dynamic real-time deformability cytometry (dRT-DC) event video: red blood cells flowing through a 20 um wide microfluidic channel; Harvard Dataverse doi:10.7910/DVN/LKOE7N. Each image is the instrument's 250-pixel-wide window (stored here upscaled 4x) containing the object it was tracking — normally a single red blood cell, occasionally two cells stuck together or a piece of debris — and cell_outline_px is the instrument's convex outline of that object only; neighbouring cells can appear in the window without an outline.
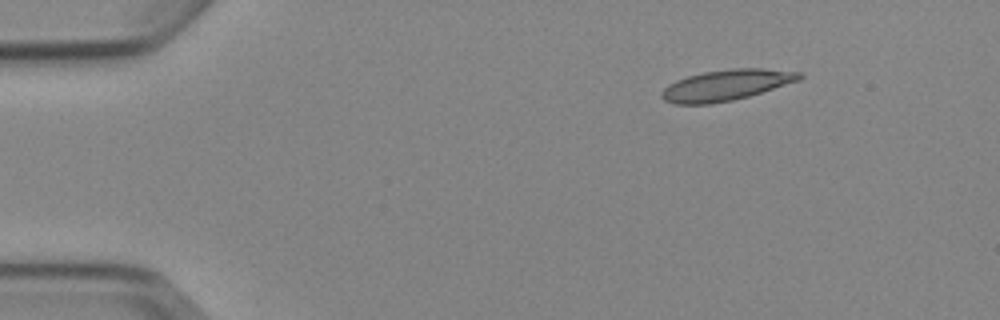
{"species": "Egyptian fruit bat (a non-hibernating species)", "species_latin": "Rousettus aegyptiacus", "temperature_condition": "cold", "stored_images_in_passage": 5, "camera_frame_rate_fps": 3000, "um_per_image_px": 0.085, "animal": {"sex": "female"}, "frame": {"image": 1, "passage_image": 5, "time_ms": 4.667, "image_size_px": [1000, 320], "cell_outline_px": [[804, 76], [800, 80], [748, 96], [732, 100], [712, 104], [676, 104], [664, 100], [660, 96], [660, 92], [668, 84], [676, 80], [688, 76], [704, 72], [732, 68], [764, 68], [800, 72]], "centroid_in_image_um": [61.71, 7.23], "position_along_channel_um": 23.3, "area_um2": 24.74}}